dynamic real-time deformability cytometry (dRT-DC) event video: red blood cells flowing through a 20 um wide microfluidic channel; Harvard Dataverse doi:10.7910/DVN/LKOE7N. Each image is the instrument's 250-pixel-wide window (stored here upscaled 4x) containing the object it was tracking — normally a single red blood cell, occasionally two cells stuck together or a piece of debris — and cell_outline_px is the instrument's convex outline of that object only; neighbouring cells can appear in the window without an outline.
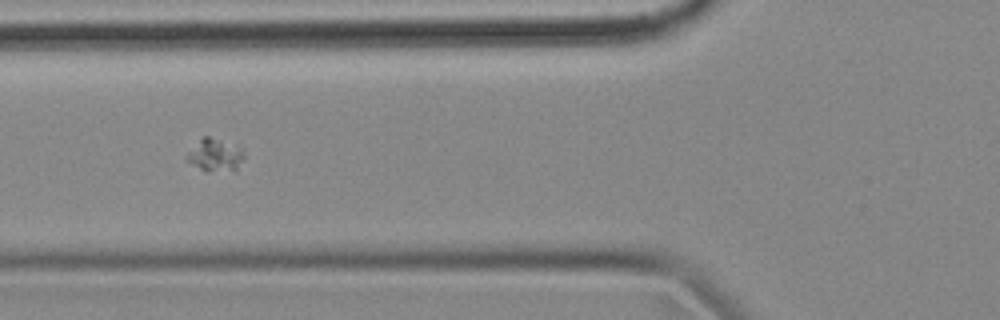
{"species": "common noctule bat (a hibernating species)", "species_latin": "Nyctalus noctula", "temperature_condition": "cold", "stored_images_in_passage": 9, "camera_frame_rate_fps": 3000, "um_per_image_px": 0.085, "animal": {"sex": "female", "body_mass_g": 18.4}, "frame": {"image": 1, "passage_image": 4, "time_ms": 1.0, "image_size_px": [1000, 320], "cell_outline_px": [[244, 156], [236, 172], [204, 172], [188, 160], [184, 156], [204, 136], [208, 136], [244, 148]], "centroid_in_image_um": [18.33, 13.23], "position_along_channel_um": 107.5, "area_um2": 11.04}}
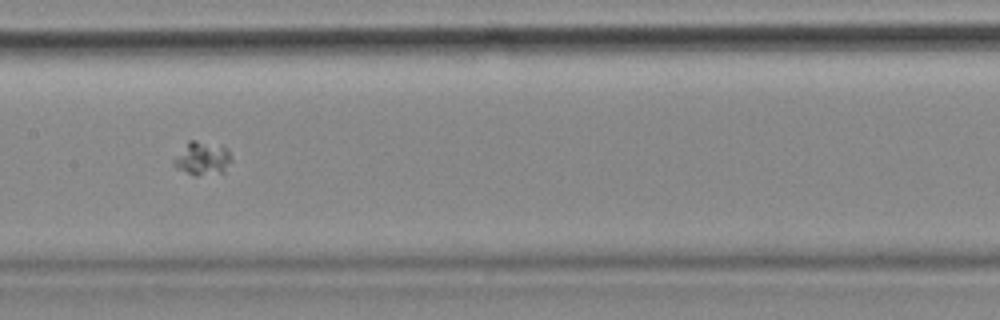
{"frame": {"image": 2, "passage_image": 6, "time_ms": 1.667, "image_size_px": [1000, 320], "cell_outline_px": [[232, 160], [224, 172], [196, 176], [192, 176], [176, 168], [172, 164], [172, 160], [188, 140], [196, 140], [228, 148]], "centroid_in_image_um": [17.17, 13.48], "position_along_channel_um": 190.2, "area_um2": 11.39}}